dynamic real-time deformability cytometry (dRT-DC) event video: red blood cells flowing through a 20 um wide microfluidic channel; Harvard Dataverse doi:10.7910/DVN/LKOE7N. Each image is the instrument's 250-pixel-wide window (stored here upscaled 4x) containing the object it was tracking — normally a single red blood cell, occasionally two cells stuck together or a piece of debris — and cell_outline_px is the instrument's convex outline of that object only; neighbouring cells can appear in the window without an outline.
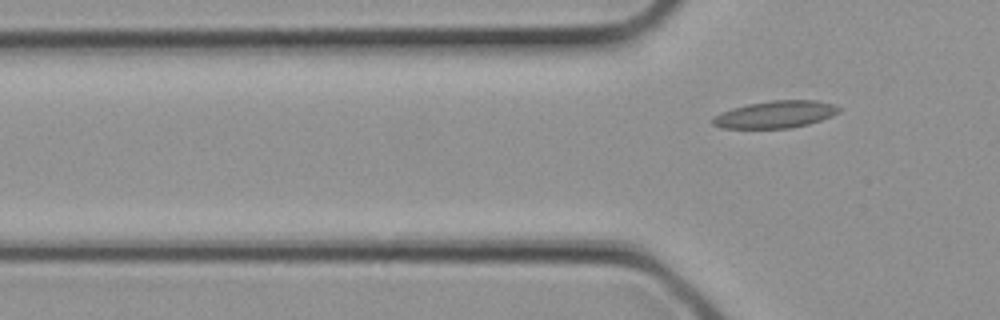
{"species": "common noctule bat (a hibernating species)", "species_latin": "Nyctalus noctula", "temperature_condition": "cold", "stored_images_in_passage": 3, "camera_frame_rate_fps": 3000, "um_per_image_px": 0.085, "animal": {"sex": "female", "body_mass_g": 21.9}, "frame": {"image": 1, "passage_image": 3, "time_ms": 0.667, "image_size_px": [1000, 320], "cell_outline_px": [[840, 112], [832, 116], [808, 124], [792, 128], [720, 128], [712, 124], [712, 120], [720, 112], [732, 108], [748, 104], [772, 100], [816, 100], [832, 104], [840, 108]], "centroid_in_image_um": [65.91, 9.73], "position_along_channel_um": 59.9, "area_um2": 19.94}}